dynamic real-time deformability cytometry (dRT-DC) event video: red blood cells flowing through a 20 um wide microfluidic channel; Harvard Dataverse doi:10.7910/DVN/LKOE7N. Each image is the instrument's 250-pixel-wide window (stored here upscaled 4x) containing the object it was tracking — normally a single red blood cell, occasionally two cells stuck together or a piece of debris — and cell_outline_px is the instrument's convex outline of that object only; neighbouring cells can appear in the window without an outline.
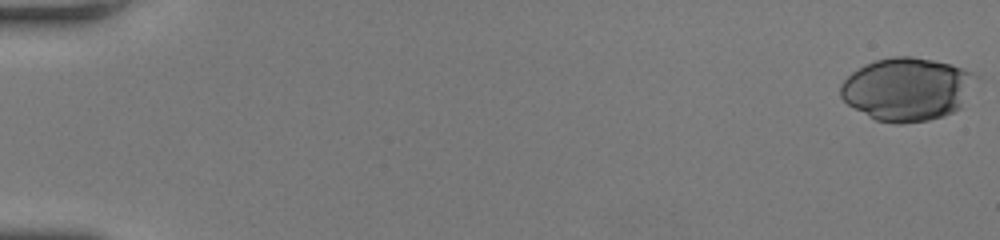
{"species": "human", "species_latin": "Homo sapiens", "temperature_condition": "room temperature", "stored_images_in_passage": 23, "camera_frame_rate_fps": 3000, "um_per_image_px": 0.085, "donor": {"sex": "female"}, "frame": {"image": 1, "passage_image": 1, "time_ms": 0.0, "image_size_px": [1000, 240], "cell_outline_px": [[980, 76], [960, 108], [944, 116], [928, 120], [900, 124], [896, 124], [876, 120], [848, 104], [840, 96], [840, 84], [852, 72], [876, 60], [892, 56], [912, 56], [952, 64], [964, 68]], "centroid_in_image_um": [77.14, 7.57], "position_along_channel_um": 7.9, "area_um2": 49.82}}
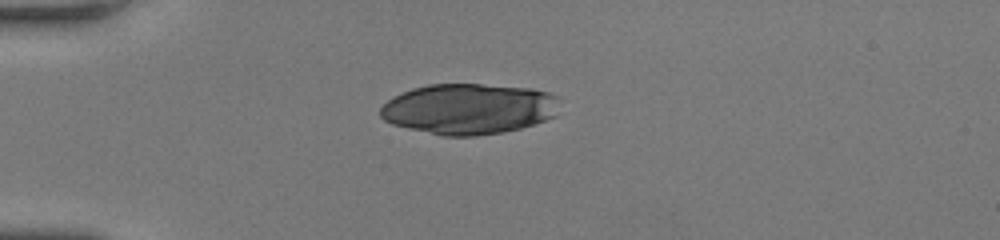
{"frame": {"image": 2, "passage_image": 17, "time_ms": 5.333, "image_size_px": [1000, 240], "cell_outline_px": [[560, 96], [556, 116], [520, 128], [504, 132], [476, 136], [444, 136], [408, 128], [392, 124], [384, 120], [380, 116], [380, 108], [388, 100], [412, 88], [428, 84], [480, 84], [532, 88], [548, 92]], "centroid_in_image_um": [39.88, 9.25], "position_along_channel_um": 45.1, "area_um2": 53.06}}